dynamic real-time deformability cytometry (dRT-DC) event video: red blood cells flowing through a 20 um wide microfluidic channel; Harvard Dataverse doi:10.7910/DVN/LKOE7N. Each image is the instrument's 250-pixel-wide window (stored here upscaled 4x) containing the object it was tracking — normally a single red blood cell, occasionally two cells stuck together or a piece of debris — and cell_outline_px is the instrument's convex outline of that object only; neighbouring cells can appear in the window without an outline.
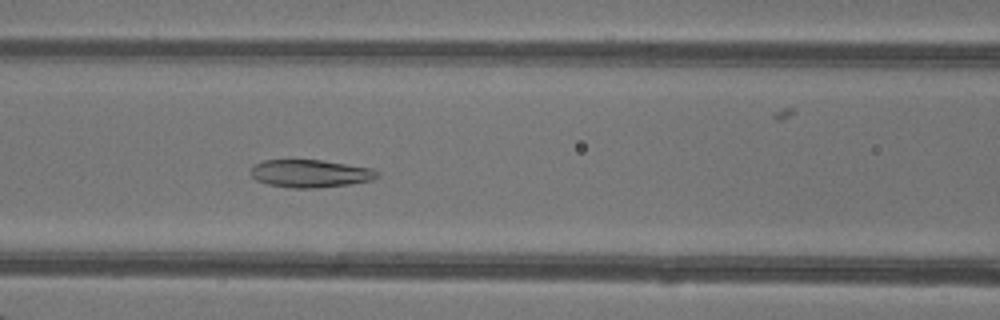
{"species": "common noctule bat (a hibernating species)", "species_latin": "Nyctalus noctula", "temperature_condition": "warm", "stored_images_in_passage": 49, "camera_frame_rate_fps": 3000, "um_per_image_px": 0.085, "animal": {"sex": "female"}, "frame": {"image": 1, "passage_image": 21, "time_ms": 6.667, "image_size_px": [1000, 320], "cell_outline_px": [[380, 176], [372, 180], [348, 184], [316, 188], [292, 188], [268, 184], [256, 180], [252, 176], [252, 168], [256, 164], [264, 160], [320, 160], [372, 168], [380, 172]], "centroid_in_image_um": [26.41, 14.75], "position_along_channel_um": 140.2, "area_um2": 20.29}}
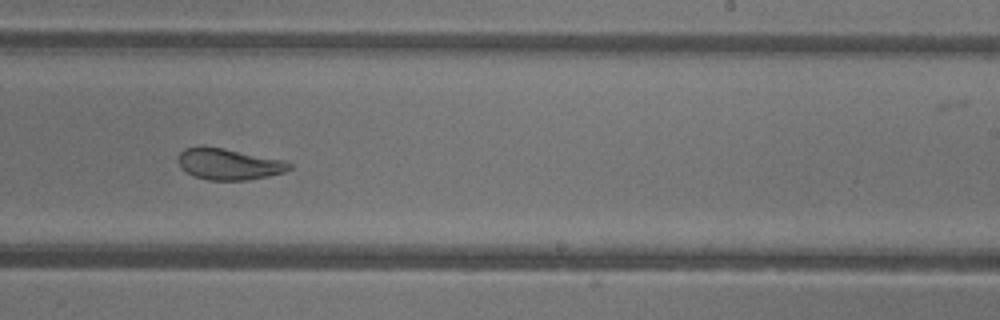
{"frame": {"image": 2, "passage_image": 30, "time_ms": 9.667, "image_size_px": [1000, 320], "cell_outline_px": [[292, 168], [284, 172], [268, 176], [248, 180], [208, 180], [196, 176], [180, 168], [176, 160], [176, 156], [184, 148], [196, 144], [204, 144], [284, 160], [292, 164]], "centroid_in_image_um": [19.38, 13.91], "position_along_channel_um": 269.6, "area_um2": 20.75}}
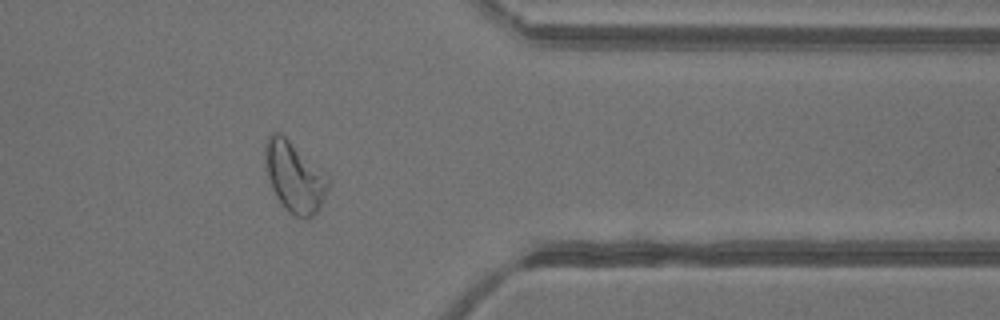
{"frame": {"image": 3, "passage_image": 39, "time_ms": 12.667, "image_size_px": [1000, 320], "cell_outline_px": [[328, 188], [316, 212], [308, 220], [296, 216], [288, 212], [284, 208], [276, 196], [272, 188], [268, 176], [264, 156], [264, 144], [268, 136], [272, 132], [280, 132], [328, 176]], "centroid_in_image_um": [24.99, 15.04], "position_along_channel_um": 386.4, "area_um2": 25.49}, "authors_computed_cell_mechanics": {"area_um2": 25.0274, "velocity_mm_per_s": 4.3266, "shape_relaxation_time_tau1_ms": 6.7002, "shape_relaxation_time_tau2_ms": 1.4901, "deformation_change_tau1": 0.1874, "deformation_change_tau2": 0.072}}